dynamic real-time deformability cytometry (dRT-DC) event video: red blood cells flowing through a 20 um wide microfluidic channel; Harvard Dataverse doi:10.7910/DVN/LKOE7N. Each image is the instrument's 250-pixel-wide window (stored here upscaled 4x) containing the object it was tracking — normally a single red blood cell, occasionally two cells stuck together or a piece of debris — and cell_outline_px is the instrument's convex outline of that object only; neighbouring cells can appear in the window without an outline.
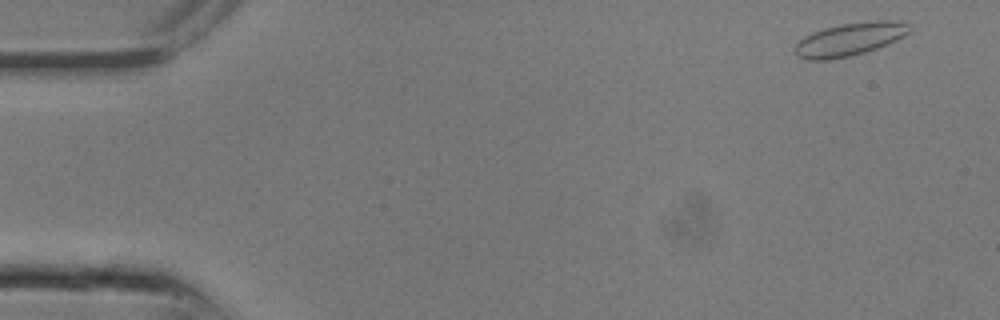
{"species": "common noctule bat (a hibernating species)", "species_latin": "Nyctalus noctula", "temperature_condition": "room temperature", "stored_images_in_passage": 14, "camera_frame_rate_fps": 3000, "um_per_image_px": 0.085, "animal": {"sex": "male", "body_mass_g": 13.3}, "frame": {"image": 1, "passage_image": 1, "time_ms": 0.0, "image_size_px": [1000, 320], "cell_outline_px": [[912, 32], [896, 40], [876, 48], [864, 52], [848, 56], [828, 60], [808, 60], [796, 56], [792, 48], [804, 36], [812, 32], [824, 28], [840, 24], [876, 20], [896, 20], [912, 24]], "centroid_in_image_um": [72.24, 3.32], "position_along_channel_um": 12.8, "area_um2": 22.31}}
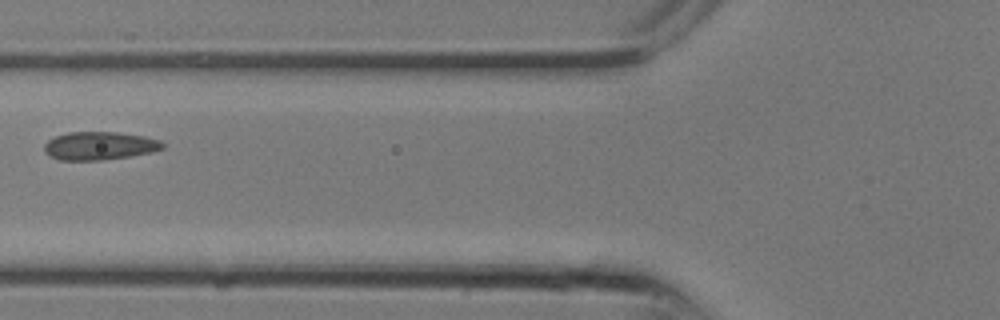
{"frame": {"image": 2, "passage_image": 10, "time_ms": 3.0, "image_size_px": [1000, 320], "cell_outline_px": [[164, 148], [152, 152], [132, 156], [100, 160], [60, 160], [48, 156], [44, 152], [44, 144], [48, 140], [56, 136], [68, 132], [116, 132], [144, 136], [160, 140], [164, 144]], "centroid_in_image_um": [8.45, 12.4], "position_along_channel_um": 117.4, "area_um2": 19.54}}
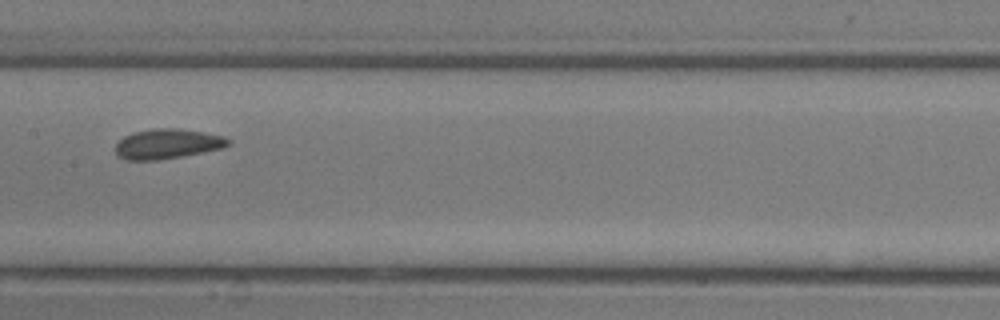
{"frame": {"image": 3, "passage_image": 13, "time_ms": 4.0, "image_size_px": [1000, 320], "cell_outline_px": [[232, 144], [220, 148], [160, 160], [124, 160], [116, 156], [116, 144], [124, 136], [132, 132], [152, 128], [176, 128], [204, 132], [224, 136], [232, 140]], "centroid_in_image_um": [14.2, 12.22], "position_along_channel_um": 193.2, "area_um2": 19.71}}